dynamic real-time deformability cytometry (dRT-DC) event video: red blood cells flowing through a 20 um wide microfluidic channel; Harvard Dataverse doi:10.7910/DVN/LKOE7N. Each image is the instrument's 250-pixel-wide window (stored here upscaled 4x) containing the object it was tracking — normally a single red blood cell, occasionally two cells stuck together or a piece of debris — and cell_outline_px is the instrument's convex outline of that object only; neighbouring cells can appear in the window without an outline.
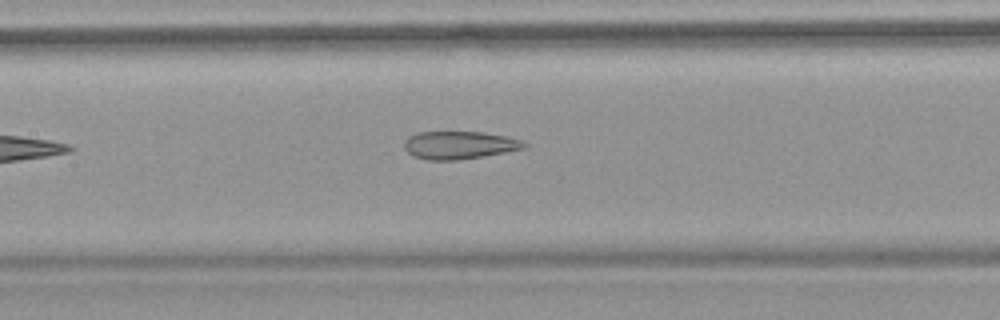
{"species": "common noctule bat (a hibernating species)", "species_latin": "Nyctalus noctula", "temperature_condition": "warm", "stored_images_in_passage": 6, "camera_frame_rate_fps": 3000, "um_per_image_px": 0.085, "animal": {"sex": "female", "body_mass_g": 18.4}, "frame": {"image": 1, "passage_image": 6, "time_ms": 7.0, "image_size_px": [1000, 320], "cell_outline_px": [[528, 144], [524, 148], [504, 152], [456, 160], [428, 160], [412, 156], [404, 148], [404, 140], [408, 136], [416, 132], [484, 132], [504, 136], [520, 140]], "centroid_in_image_um": [38.97, 12.33], "position_along_channel_um": 168.4, "area_um2": 19.31}}